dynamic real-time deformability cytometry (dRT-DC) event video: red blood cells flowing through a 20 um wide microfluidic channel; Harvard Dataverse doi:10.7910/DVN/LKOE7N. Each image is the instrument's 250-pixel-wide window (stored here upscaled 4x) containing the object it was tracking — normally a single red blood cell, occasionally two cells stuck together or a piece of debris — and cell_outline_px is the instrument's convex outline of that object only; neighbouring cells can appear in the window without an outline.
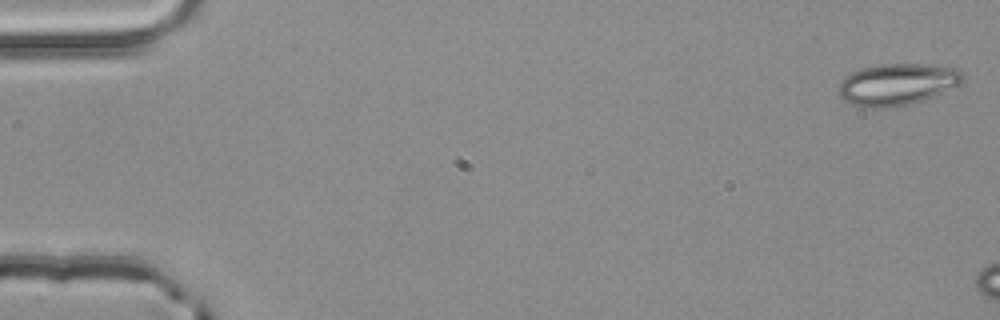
{"species": "common noctule bat (a hibernating species)", "species_latin": "Nyctalus noctula", "temperature_condition": "room temperature", "stored_images_in_passage": 4, "camera_frame_rate_fps": 3000, "um_per_image_px": 0.085, "animal": {"sex": "male", "body_mass_g": 20.4}, "frame": {"image": 1, "passage_image": 1, "time_ms": 0.0, "image_size_px": [1000, 320], "cell_outline_px": [[964, 80], [960, 84], [920, 100], [908, 104], [876, 108], [872, 108], [852, 104], [844, 100], [840, 96], [840, 84], [852, 72], [864, 68], [880, 64], [920, 64], [956, 68], [964, 76]], "centroid_in_image_um": [76.26, 7.15], "position_along_channel_um": 8.7, "area_um2": 29.19}}